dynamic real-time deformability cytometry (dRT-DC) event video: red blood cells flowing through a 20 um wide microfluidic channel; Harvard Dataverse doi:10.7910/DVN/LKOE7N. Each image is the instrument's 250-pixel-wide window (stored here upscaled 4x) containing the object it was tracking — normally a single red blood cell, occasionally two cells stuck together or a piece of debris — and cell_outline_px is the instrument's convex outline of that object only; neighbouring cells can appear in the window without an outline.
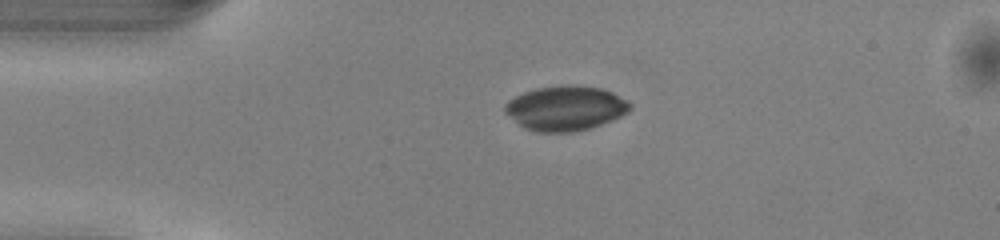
{"species": "common noctule bat (a hibernating species)", "species_latin": "Nyctalus noctula", "temperature_condition": "warm", "stored_images_in_passage": 40, "camera_frame_rate_fps": 3000, "um_per_image_px": 0.085, "animal": {"sex": "male", "body_mass_g": 13.0, "forearm_length_mm": 53.1}, "frame": {"image": 1, "passage_image": 1, "time_ms": 0.0, "image_size_px": [1000, 240], "cell_outline_px": [[632, 108], [628, 112], [612, 120], [592, 128], [572, 132], [536, 132], [524, 128], [504, 112], [504, 104], [508, 100], [524, 92], [536, 88], [568, 84], [600, 88], [612, 92], [628, 100], [632, 104]], "centroid_in_image_um": [48.08, 9.2], "position_along_channel_um": 36.9, "area_um2": 32.77}}
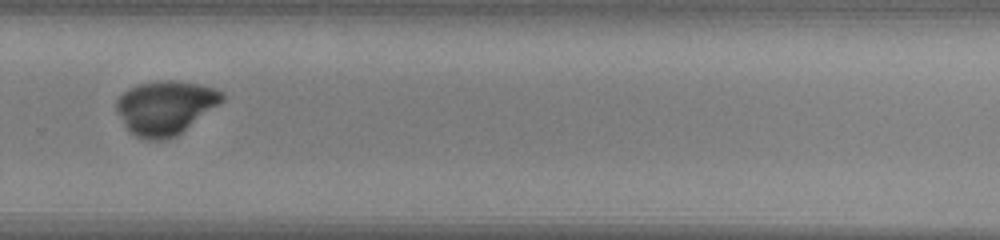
{"frame": {"image": 2, "passage_image": 24, "time_ms": 7.667, "image_size_px": [1000, 240], "cell_outline_px": [[224, 100], [220, 104], [176, 136], [168, 140], [144, 140], [128, 132], [116, 108], [116, 100], [128, 88], [136, 84], [160, 80], [172, 80], [200, 84], [216, 88], [224, 92]], "centroid_in_image_um": [14.06, 9.14], "position_along_channel_um": 315.7, "area_um2": 33.47}}
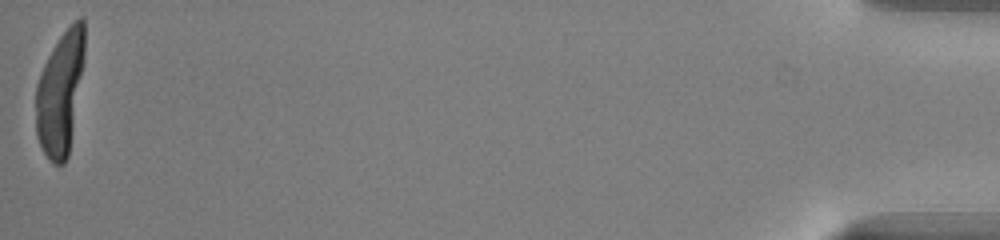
{"frame": {"image": 3, "passage_image": 40, "time_ms": 13.0, "image_size_px": [1000, 240], "cell_outline_px": [[84, 60], [68, 156], [64, 164], [52, 164], [48, 160], [36, 136], [36, 84], [44, 64], [52, 48], [60, 36], [80, 16], [84, 20]], "centroid_in_image_um": [5.1, 7.92], "position_along_channel_um": 430.1, "area_um2": 34.62}}